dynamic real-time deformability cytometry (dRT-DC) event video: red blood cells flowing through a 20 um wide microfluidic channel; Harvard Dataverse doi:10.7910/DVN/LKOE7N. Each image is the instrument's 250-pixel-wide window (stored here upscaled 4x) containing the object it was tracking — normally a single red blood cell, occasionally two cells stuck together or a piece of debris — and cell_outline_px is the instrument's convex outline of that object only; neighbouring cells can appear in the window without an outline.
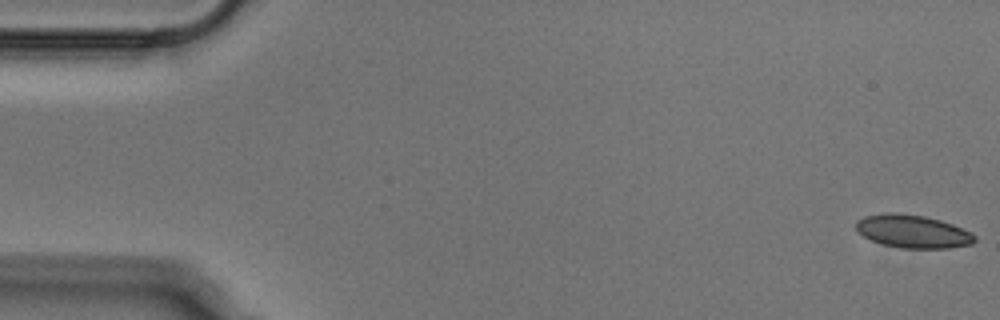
{"species": "Egyptian fruit bat (a non-hibernating species)", "species_latin": "Rousettus aegyptiacus", "temperature_condition": "cold", "stored_images_in_passage": 52, "camera_frame_rate_fps": 3000, "um_per_image_px": 0.085, "animal": {"sex": "male"}, "frame": {"image": 1, "passage_image": 1, "time_ms": 0.0, "image_size_px": [1000, 320], "cell_outline_px": [[976, 240], [972, 244], [948, 248], [900, 248], [880, 244], [864, 236], [856, 228], [856, 220], [864, 216], [884, 212], [896, 212], [924, 216], [940, 220], [952, 224], [972, 232], [976, 236]], "centroid_in_image_um": [77.59, 19.66], "position_along_channel_um": 7.4, "area_um2": 23.0}}
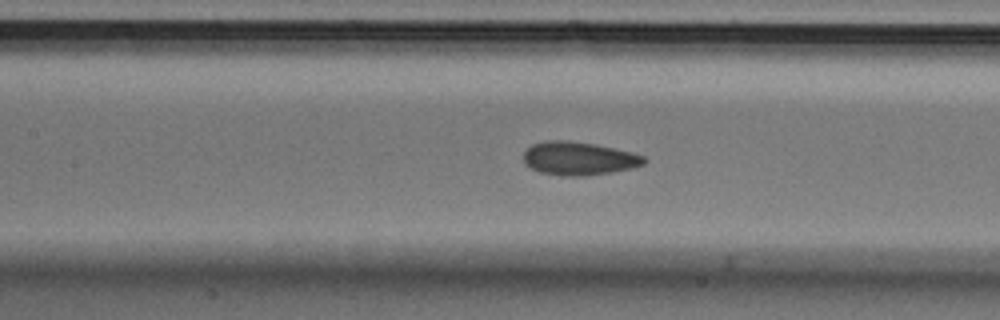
{"frame": {"image": 2, "passage_image": 23, "time_ms": 7.333, "image_size_px": [1000, 320], "cell_outline_px": [[648, 160], [644, 164], [632, 168], [612, 172], [584, 176], [560, 176], [540, 172], [524, 164], [524, 152], [532, 144], [544, 140], [568, 140], [596, 144], [632, 152], [644, 156]], "centroid_in_image_um": [49.2, 13.46], "position_along_channel_um": 158.2, "area_um2": 23.64}}
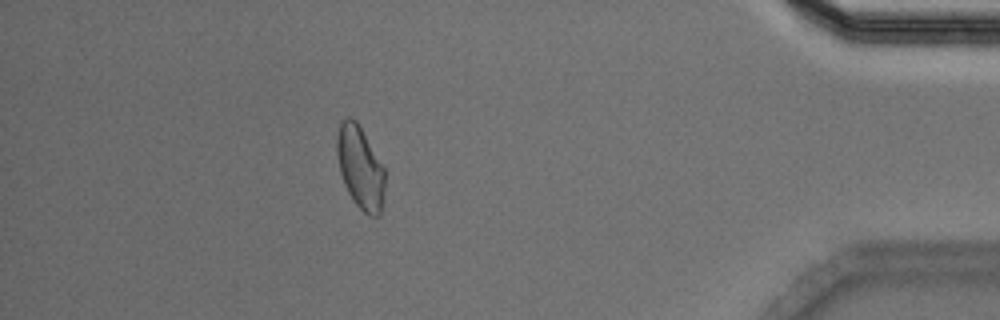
{"frame": {"image": 3, "passage_image": 46, "time_ms": 15.0, "image_size_px": [1000, 320], "cell_outline_px": [[384, 192], [380, 216], [368, 216], [356, 204], [348, 192], [344, 184], [340, 172], [336, 152], [336, 136], [340, 120], [344, 116], [348, 116], [356, 120], [384, 168]], "centroid_in_image_um": [30.59, 14.22], "position_along_channel_um": 404.6, "area_um2": 23.12}}